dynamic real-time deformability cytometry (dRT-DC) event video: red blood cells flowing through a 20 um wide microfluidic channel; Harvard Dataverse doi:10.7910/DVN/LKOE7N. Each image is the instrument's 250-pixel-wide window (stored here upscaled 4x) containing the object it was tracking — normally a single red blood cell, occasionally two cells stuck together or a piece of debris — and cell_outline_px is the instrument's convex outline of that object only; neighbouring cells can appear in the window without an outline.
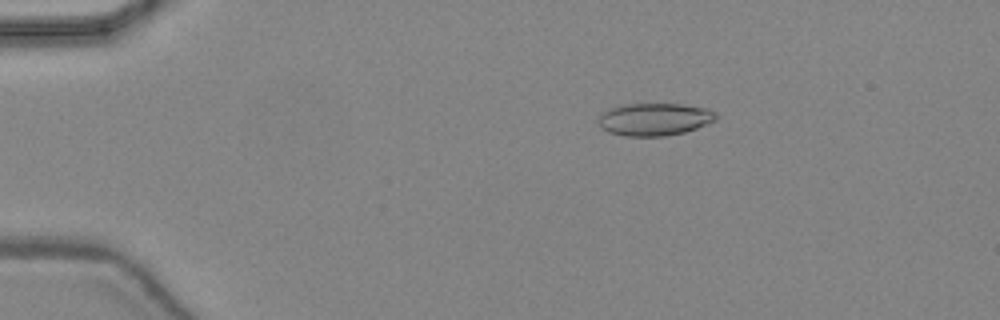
{"species": "common noctule bat (a hibernating species)", "species_latin": "Nyctalus noctula", "temperature_condition": "warm", "stored_images_in_passage": 40, "camera_frame_rate_fps": 3000, "um_per_image_px": 0.085, "animal": {"sex": "female", "body_mass_g": 24.6, "forearm_length_mm": 56.2}, "frame": {"image": 1, "passage_image": 2, "time_ms": 0.333, "image_size_px": [1000, 320], "cell_outline_px": [[716, 120], [696, 128], [684, 132], [664, 136], [624, 136], [608, 132], [600, 128], [600, 116], [604, 112], [620, 104], [680, 104], [704, 108], [716, 112]], "centroid_in_image_um": [55.62, 10.14], "position_along_channel_um": 29.4, "area_um2": 22.08}}
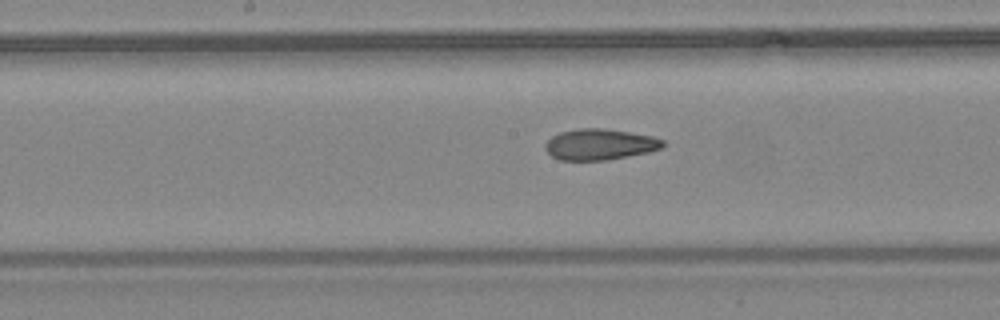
{"frame": {"image": 2, "passage_image": 18, "time_ms": 5.667, "image_size_px": [1000, 320], "cell_outline_px": [[664, 148], [648, 152], [608, 160], [560, 160], [552, 156], [544, 148], [544, 144], [552, 136], [560, 132], [580, 128], [604, 128], [652, 136], [664, 140]], "centroid_in_image_um": [50.98, 12.27], "position_along_channel_um": 197.2, "area_um2": 21.27}}
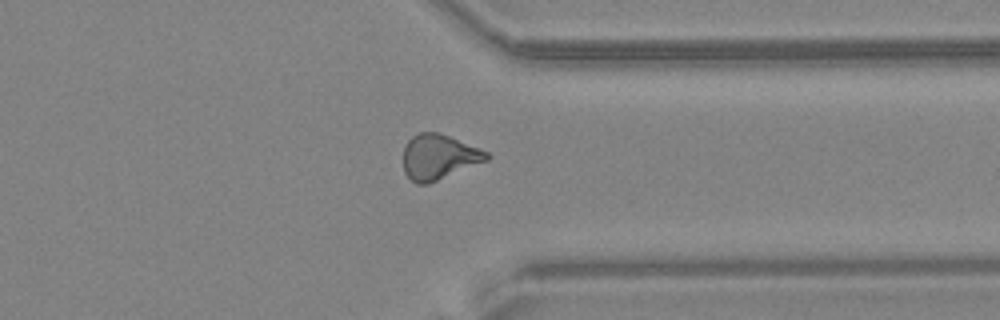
{"frame": {"image": 3, "passage_image": 30, "time_ms": 9.667, "image_size_px": [1000, 320], "cell_outline_px": [[492, 156], [488, 160], [428, 184], [416, 184], [404, 172], [404, 144], [412, 136], [420, 132], [440, 132], [488, 152]], "centroid_in_image_um": [37.3, 13.33], "position_along_channel_um": 374.1, "area_um2": 21.91}, "authors_computed_cell_mechanics": {"area_um2": 21.6172, "velocity_mm_per_s": 4.4698, "shape_relaxation_time_tau1_ms": null, "shape_relaxation_time_tau2_ms": 2.9597, "deformation_change_tau1": null, "deformation_change_tau2": 0.122}}